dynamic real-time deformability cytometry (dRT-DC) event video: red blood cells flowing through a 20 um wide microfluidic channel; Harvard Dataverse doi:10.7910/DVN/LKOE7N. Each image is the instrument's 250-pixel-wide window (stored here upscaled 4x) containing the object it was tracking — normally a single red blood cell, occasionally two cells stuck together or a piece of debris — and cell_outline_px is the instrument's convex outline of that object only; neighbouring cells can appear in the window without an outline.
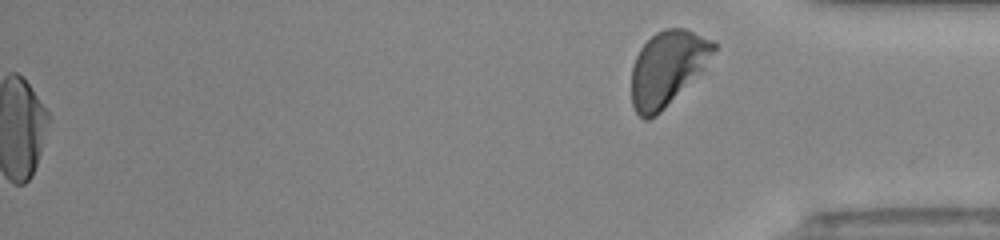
{"species": "human", "species_latin": "Homo sapiens", "temperature_condition": "room temperature", "stored_images_in_passage": 37, "segment_of_instrument_passage": [2, 2], "camera_frame_rate_fps": 3000, "um_per_image_px": 0.085, "donor": {"sex": "male"}, "frame": {"image": 1, "passage_image": 37, "time_ms": 12.0, "image_size_px": [1000, 240], "cell_outline_px": [[716, 48], [700, 68], [664, 108], [656, 116], [648, 120], [644, 120], [636, 112], [632, 104], [632, 68], [636, 56], [640, 48], [656, 32], [664, 28], [684, 28], [716, 40]], "centroid_in_image_um": [56.67, 5.76], "position_along_channel_um": 378.5, "area_um2": 34.62}}